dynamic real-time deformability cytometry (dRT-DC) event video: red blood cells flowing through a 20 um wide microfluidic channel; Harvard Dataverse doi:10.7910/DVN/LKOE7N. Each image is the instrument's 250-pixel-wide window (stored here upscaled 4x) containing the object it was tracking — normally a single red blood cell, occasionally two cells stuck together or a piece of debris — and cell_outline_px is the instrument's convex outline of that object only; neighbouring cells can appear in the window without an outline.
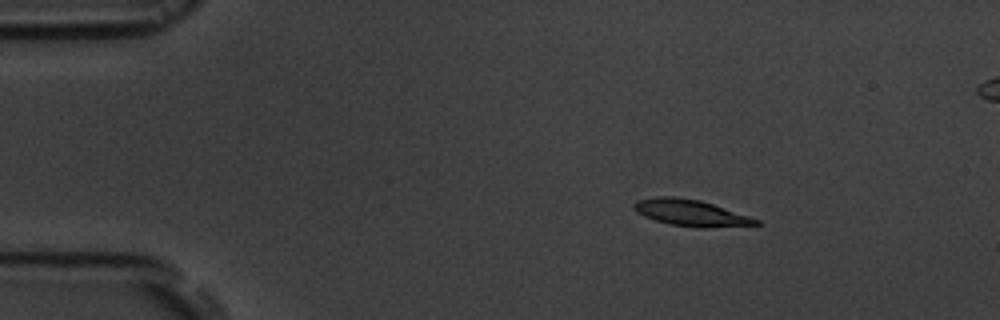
{"species": "common noctule bat (a hibernating species)", "species_latin": "Nyctalus noctula", "temperature_condition": "room temperature", "stored_images_in_passage": 3, "camera_frame_rate_fps": 3000, "um_per_image_px": 0.085, "animal": {"sex": "male", "body_mass_g": 19.5, "forearm_length_mm": 54.6}, "frame": {"image": 1, "passage_image": 1, "time_ms": 0.0, "image_size_px": [1000, 320], "cell_outline_px": [[760, 224], [704, 228], [700, 228], [668, 224], [644, 216], [636, 212], [632, 208], [632, 204], [636, 200], [656, 196], [672, 196], [700, 200], [760, 220]], "centroid_in_image_um": [58.64, 18.08], "position_along_channel_um": 26.4, "area_um2": 18.67}}